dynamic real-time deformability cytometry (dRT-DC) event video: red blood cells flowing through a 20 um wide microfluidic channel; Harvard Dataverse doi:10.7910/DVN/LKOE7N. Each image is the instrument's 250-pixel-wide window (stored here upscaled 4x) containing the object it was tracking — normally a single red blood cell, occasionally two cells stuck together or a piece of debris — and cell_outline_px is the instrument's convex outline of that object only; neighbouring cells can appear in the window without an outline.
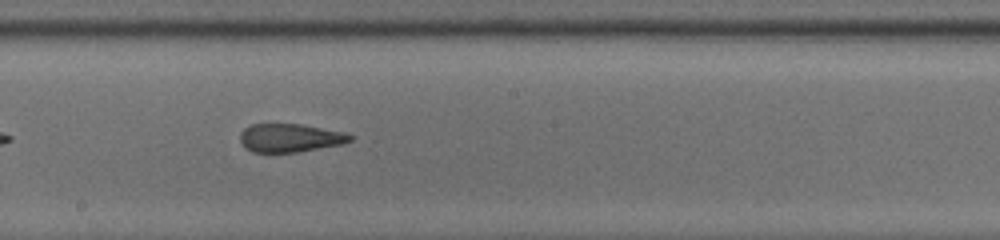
{"species": "common noctule bat (a hibernating species)", "species_latin": "Nyctalus noctula", "temperature_condition": "room temperature", "stored_images_in_passage": 25, "camera_frame_rate_fps": 3000, "um_per_image_px": 0.085, "animal": {"sex": "male", "body_mass_g": 13.0, "forearm_length_mm": 53.1}, "frame": {"image": 1, "passage_image": 15, "time_ms": 4.667, "image_size_px": [1000, 240], "cell_outline_px": [[352, 140], [344, 144], [296, 152], [252, 152], [244, 148], [240, 140], [240, 132], [244, 128], [252, 124], [300, 124], [344, 132], [352, 136]], "centroid_in_image_um": [24.63, 11.72], "position_along_channel_um": 223.6, "area_um2": 18.21}}